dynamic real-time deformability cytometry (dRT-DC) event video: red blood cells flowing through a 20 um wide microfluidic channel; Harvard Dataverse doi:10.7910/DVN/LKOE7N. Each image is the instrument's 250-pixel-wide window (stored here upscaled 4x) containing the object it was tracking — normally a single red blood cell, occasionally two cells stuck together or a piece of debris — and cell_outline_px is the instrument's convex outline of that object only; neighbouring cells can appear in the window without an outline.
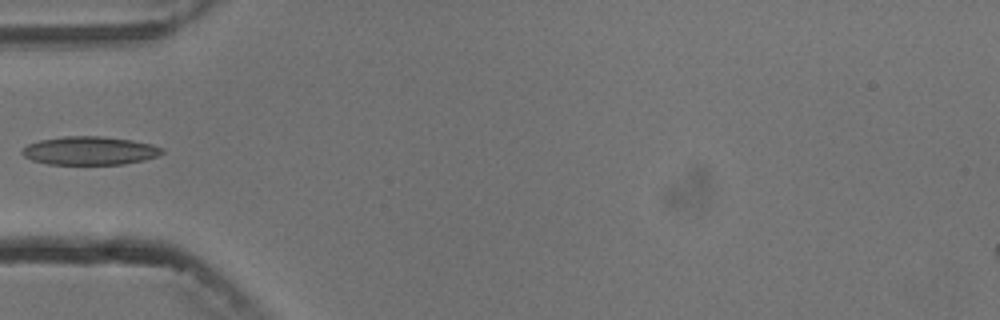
{"species": "common noctule bat (a hibernating species)", "species_latin": "Nyctalus noctula", "temperature_condition": "cold", "stored_images_in_passage": 1, "camera_frame_rate_fps": 3000, "um_per_image_px": 0.085, "animal": {"sex": "male", "body_mass_g": 13.3}, "frame": {"image": 1, "passage_image": 1, "time_ms": 0.0, "image_size_px": [1000, 320], "cell_outline_px": [[164, 152], [160, 156], [144, 160], [124, 164], [48, 164], [32, 160], [24, 156], [20, 152], [28, 144], [40, 140], [64, 136], [104, 136], [132, 140], [152, 144], [164, 148]], "centroid_in_image_um": [7.67, 12.8], "position_along_channel_um": 77.3, "area_um2": 23.29}}